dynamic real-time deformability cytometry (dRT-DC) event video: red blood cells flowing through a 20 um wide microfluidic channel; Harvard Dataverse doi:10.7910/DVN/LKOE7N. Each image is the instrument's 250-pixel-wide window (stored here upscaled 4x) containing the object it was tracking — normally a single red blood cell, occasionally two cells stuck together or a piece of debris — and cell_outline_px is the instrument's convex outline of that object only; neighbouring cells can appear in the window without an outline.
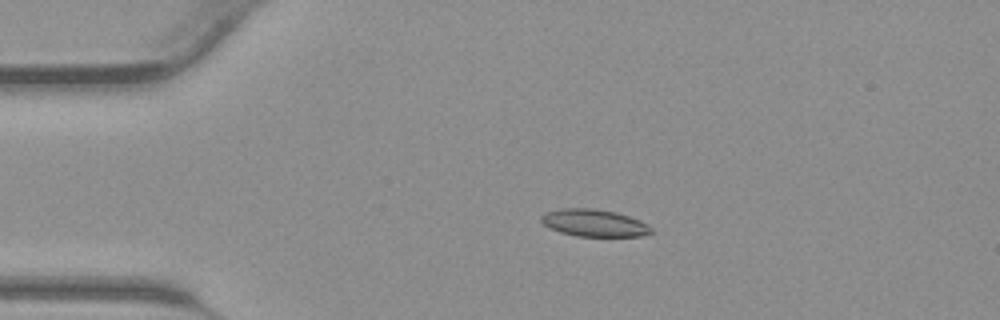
{"species": "common noctule bat (a hibernating species)", "species_latin": "Nyctalus noctula", "temperature_condition": "warm", "stored_images_in_passage": 44, "camera_frame_rate_fps": 3000, "um_per_image_px": 0.085, "animal": {"sex": "male", "body_mass_g": 23.1, "forearm_length_mm": 52.7}, "frame": {"image": 1, "passage_image": 10, "time_ms": 3.0, "image_size_px": [1000, 320], "cell_outline_px": [[656, 232], [644, 236], [576, 236], [560, 232], [544, 224], [540, 220], [540, 216], [544, 212], [560, 208], [592, 208], [616, 212], [640, 220], [648, 224]], "centroid_in_image_um": [50.53, 18.95], "position_along_channel_um": 34.5, "area_um2": 17.63}}
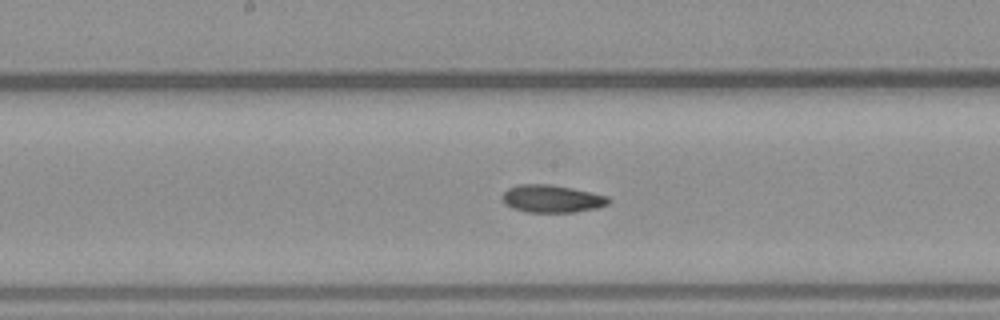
{"frame": {"image": 2, "passage_image": 23, "time_ms": 7.333, "image_size_px": [1000, 320], "cell_outline_px": [[612, 200], [608, 204], [596, 208], [572, 212], [528, 212], [512, 208], [500, 200], [504, 192], [508, 188], [516, 184], [552, 184], [592, 192], [608, 196]], "centroid_in_image_um": [46.9, 16.88], "position_along_channel_um": 201.3, "area_um2": 17.22}}
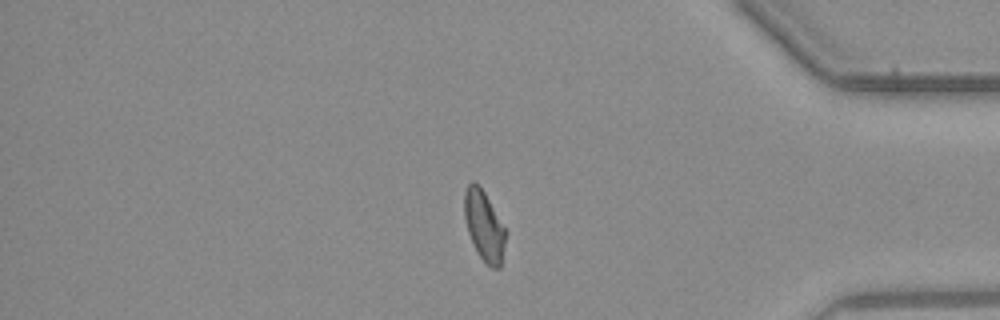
{"frame": {"image": 3, "passage_image": 37, "time_ms": 12.0, "image_size_px": [1000, 320], "cell_outline_px": [[504, 244], [500, 268], [492, 268], [480, 256], [468, 232], [464, 216], [464, 192], [468, 184], [472, 180], [484, 192], [504, 228]], "centroid_in_image_um": [41.11, 19.17], "position_along_channel_um": 394.1, "area_um2": 16.07}}